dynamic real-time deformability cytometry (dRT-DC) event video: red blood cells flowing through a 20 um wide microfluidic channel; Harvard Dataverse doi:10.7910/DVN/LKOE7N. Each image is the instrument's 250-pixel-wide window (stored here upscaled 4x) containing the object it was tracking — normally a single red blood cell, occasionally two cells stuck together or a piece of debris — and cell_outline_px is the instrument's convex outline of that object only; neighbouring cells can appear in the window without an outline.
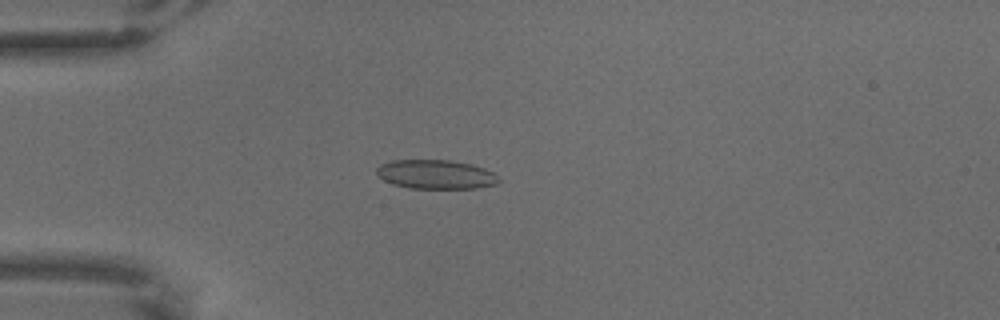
{"species": "common noctule bat (a hibernating species)", "species_latin": "Nyctalus noctula", "temperature_condition": "warm", "stored_images_in_passage": 59, "camera_frame_rate_fps": 3000, "um_per_image_px": 0.085, "animal": {"sex": "male", "body_mass_g": 18.8}, "frame": {"image": 1, "passage_image": 13, "time_ms": 4.0, "image_size_px": [1000, 320], "cell_outline_px": [[500, 180], [496, 184], [476, 188], [408, 188], [392, 184], [376, 176], [376, 168], [380, 164], [392, 160], [448, 160], [472, 164], [484, 168], [492, 172]], "centroid_in_image_um": [36.99, 14.82], "position_along_channel_um": 48.0, "area_um2": 20.75}}
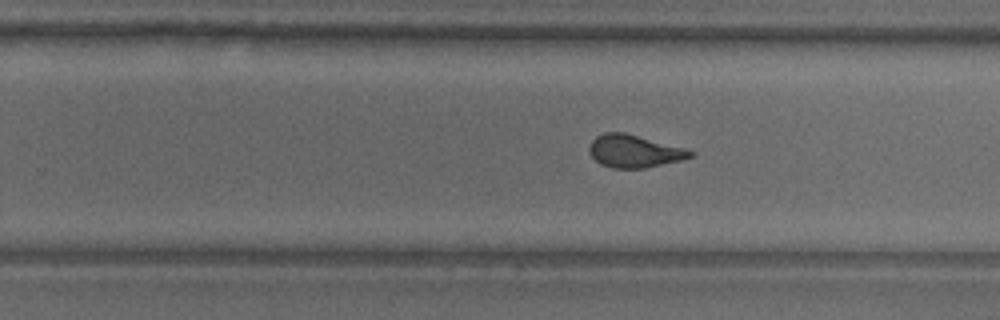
{"frame": {"image": 2, "passage_image": 36, "time_ms": 11.667, "image_size_px": [1000, 320], "cell_outline_px": [[696, 152], [692, 156], [684, 160], [644, 168], [612, 168], [600, 164], [588, 152], [588, 148], [592, 140], [596, 136], [604, 132], [624, 132], [684, 148]], "centroid_in_image_um": [53.9, 12.85], "position_along_channel_um": 275.9, "area_um2": 19.25}}
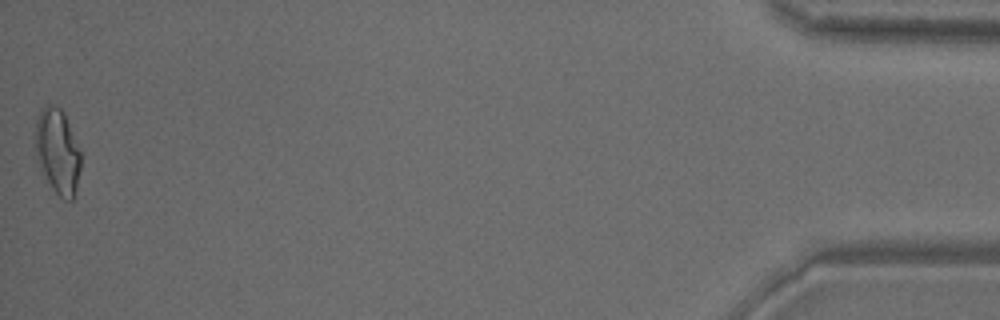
{"frame": {"image": 3, "passage_image": 59, "time_ms": 19.333, "image_size_px": [1000, 320], "cell_outline_px": [[80, 168], [76, 188], [72, 200], [64, 200], [52, 188], [40, 172], [36, 156], [36, 116], [40, 108], [48, 104], [56, 104], [64, 112], [80, 152]], "centroid_in_image_um": [4.86, 12.84], "position_along_channel_um": 430.3, "area_um2": 22.6}}